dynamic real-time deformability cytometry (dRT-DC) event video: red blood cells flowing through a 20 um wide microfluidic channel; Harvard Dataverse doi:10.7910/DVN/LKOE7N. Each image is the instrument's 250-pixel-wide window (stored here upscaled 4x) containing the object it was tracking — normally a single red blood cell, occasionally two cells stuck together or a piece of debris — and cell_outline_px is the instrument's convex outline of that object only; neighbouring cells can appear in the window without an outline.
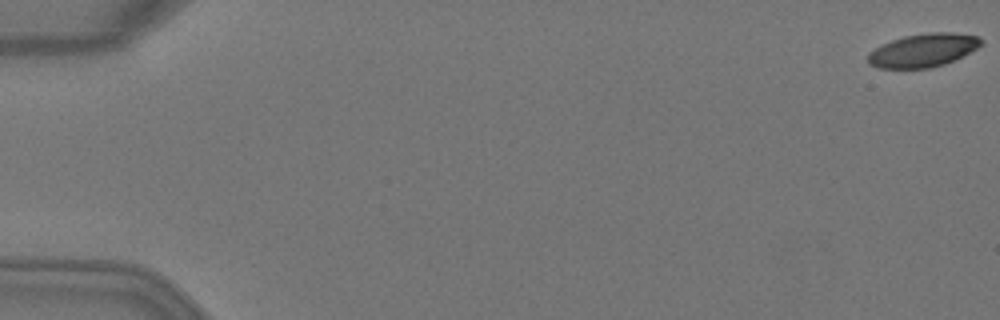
{"species": "Egyptian fruit bat (a non-hibernating species)", "species_latin": "Rousettus aegyptiacus", "temperature_condition": "warm", "stored_images_in_passage": 5, "camera_frame_rate_fps": 3000, "um_per_image_px": 0.085, "animal": {"sex": "female"}, "frame": {"image": 1, "passage_image": 1, "time_ms": 0.0, "image_size_px": [1000, 320], "cell_outline_px": [[984, 44], [944, 64], [928, 68], [880, 68], [868, 64], [868, 52], [892, 40], [904, 36], [932, 32], [952, 32], [980, 36], [984, 40]], "centroid_in_image_um": [78.48, 4.26], "position_along_channel_um": 6.5, "area_um2": 21.79}}
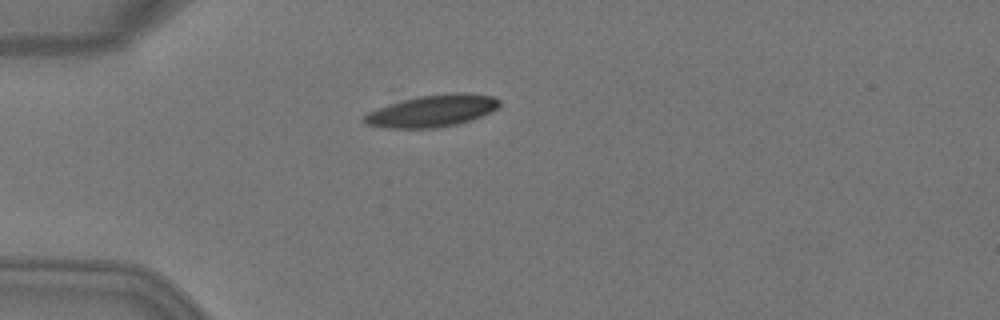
{"frame": {"image": 2, "passage_image": 5, "time_ms": 1.333, "image_size_px": [1000, 320], "cell_outline_px": [[500, 104], [492, 112], [456, 124], [436, 128], [384, 128], [364, 124], [364, 116], [368, 112], [388, 104], [420, 96], [456, 92], [468, 92], [496, 96], [500, 100]], "centroid_in_image_um": [36.76, 9.42], "position_along_channel_um": 48.2, "area_um2": 25.14}}